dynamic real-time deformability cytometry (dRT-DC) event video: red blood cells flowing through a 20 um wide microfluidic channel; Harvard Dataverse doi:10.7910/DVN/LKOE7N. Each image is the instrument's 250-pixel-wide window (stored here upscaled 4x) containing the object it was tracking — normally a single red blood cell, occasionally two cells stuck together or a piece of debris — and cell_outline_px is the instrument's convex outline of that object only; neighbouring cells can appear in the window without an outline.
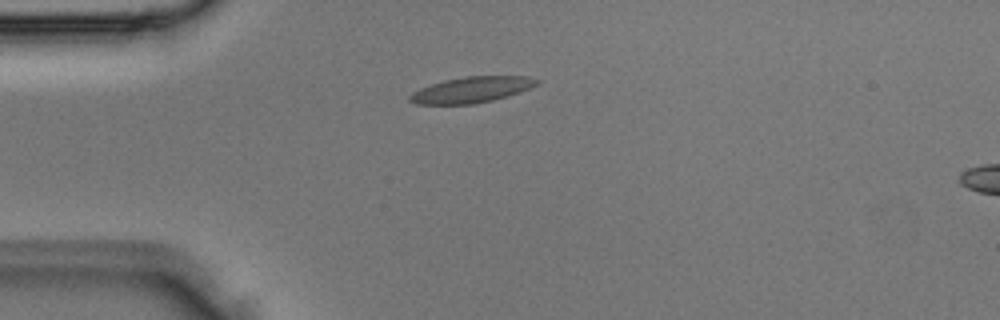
{"species": "Egyptian fruit bat (a non-hibernating species)", "species_latin": "Rousettus aegyptiacus", "temperature_condition": "room temperature", "stored_images_in_passage": 2, "camera_frame_rate_fps": 3000, "um_per_image_px": 0.085, "animal": {"sex": "male"}, "frame": {"image": 1, "passage_image": 1, "time_ms": 0.0, "image_size_px": [1000, 320], "cell_outline_px": [[540, 84], [520, 92], [508, 96], [492, 100], [472, 104], [416, 104], [408, 100], [408, 96], [412, 92], [420, 88], [444, 80], [464, 76], [528, 76], [540, 80]], "centroid_in_image_um": [40.1, 7.62], "position_along_channel_um": 44.9, "area_um2": 19.25}}